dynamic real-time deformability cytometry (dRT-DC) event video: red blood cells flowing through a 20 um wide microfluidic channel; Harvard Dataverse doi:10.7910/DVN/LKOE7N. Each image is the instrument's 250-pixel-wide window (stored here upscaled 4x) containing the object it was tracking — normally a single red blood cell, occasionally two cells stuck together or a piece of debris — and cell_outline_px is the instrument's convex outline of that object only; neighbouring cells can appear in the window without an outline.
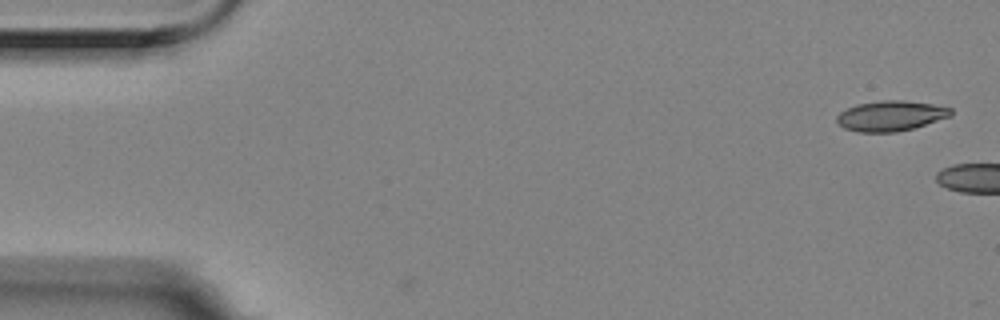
{"species": "Egyptian fruit bat (a non-hibernating species)", "species_latin": "Rousettus aegyptiacus", "temperature_condition": "room temperature", "stored_images_in_passage": 3, "camera_frame_rate_fps": 3000, "um_per_image_px": 0.085, "animal": {"sex": "female"}, "frame": {"image": 1, "passage_image": 1, "time_ms": 0.0, "image_size_px": [1000, 320], "cell_outline_px": [[952, 116], [916, 128], [896, 132], [856, 132], [844, 128], [836, 124], [836, 116], [840, 112], [856, 104], [880, 100], [904, 100], [932, 104], [952, 108]], "centroid_in_image_um": [75.71, 9.85], "position_along_channel_um": 9.3, "area_um2": 20.46}}